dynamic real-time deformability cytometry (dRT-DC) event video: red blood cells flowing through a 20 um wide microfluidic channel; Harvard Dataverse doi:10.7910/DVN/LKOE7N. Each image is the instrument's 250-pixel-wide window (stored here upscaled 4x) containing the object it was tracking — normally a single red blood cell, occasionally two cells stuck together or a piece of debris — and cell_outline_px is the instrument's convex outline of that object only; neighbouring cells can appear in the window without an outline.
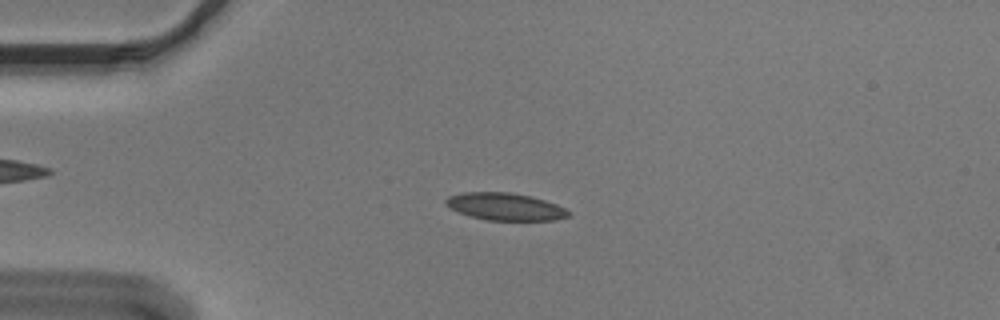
{"species": "Egyptian fruit bat (a non-hibernating species)", "species_latin": "Rousettus aegyptiacus", "temperature_condition": "cold", "stored_images_in_passage": 44, "camera_frame_rate_fps": 3000, "um_per_image_px": 0.085, "animal": {"sex": "male"}, "frame": {"image": 1, "passage_image": 3, "time_ms": 0.667, "image_size_px": [1000, 320], "cell_outline_px": [[568, 216], [552, 220], [488, 220], [472, 216], [460, 212], [444, 204], [444, 200], [448, 196], [464, 192], [512, 192], [532, 196], [556, 204], [564, 208], [568, 212]], "centroid_in_image_um": [42.91, 17.54], "position_along_channel_um": 42.1, "area_um2": 19.31}}
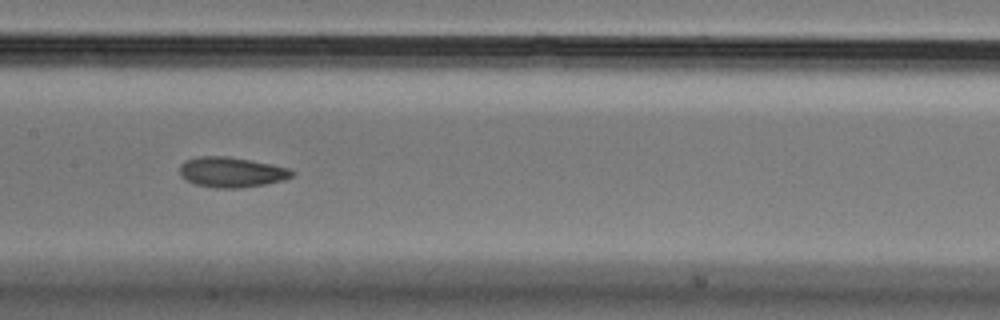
{"frame": {"image": 2, "passage_image": 17, "time_ms": 5.333, "image_size_px": [1000, 320], "cell_outline_px": [[292, 176], [284, 180], [264, 184], [240, 188], [216, 188], [196, 184], [180, 176], [180, 164], [184, 160], [200, 156], [228, 156], [272, 164], [288, 168], [292, 172]], "centroid_in_image_um": [19.64, 14.63], "position_along_channel_um": 187.8, "area_um2": 19.65}}
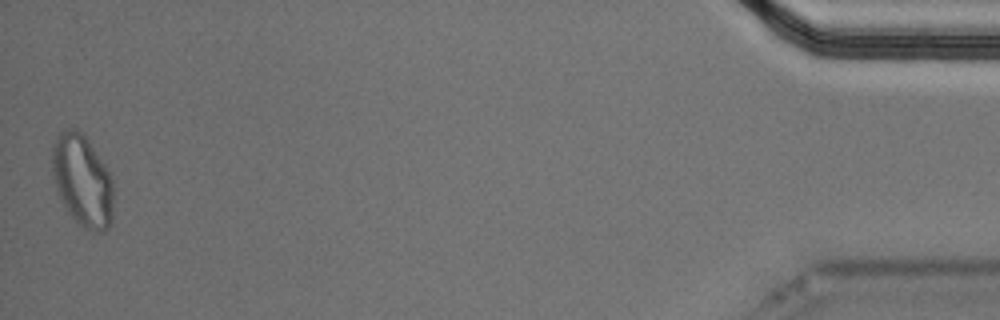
{"frame": {"image": 3, "passage_image": 44, "time_ms": 14.333, "image_size_px": [1000, 320], "cell_outline_px": [[112, 224], [104, 232], [92, 232], [84, 228], [64, 208], [56, 192], [52, 172], [52, 148], [56, 136], [64, 128], [76, 128], [84, 136], [104, 164], [112, 180]], "centroid_in_image_um": [6.97, 15.38], "position_along_channel_um": 428.2, "area_um2": 32.83}, "authors_computed_cell_mechanics": {"area_um2": 19.6809, "velocity_mm_per_s": 3.6495, "shape_relaxation_time_tau1_ms": null, "shape_relaxation_time_tau2_ms": 2.8871, "deformation_change_tau1": null, "deformation_change_tau2": 0.0869}}